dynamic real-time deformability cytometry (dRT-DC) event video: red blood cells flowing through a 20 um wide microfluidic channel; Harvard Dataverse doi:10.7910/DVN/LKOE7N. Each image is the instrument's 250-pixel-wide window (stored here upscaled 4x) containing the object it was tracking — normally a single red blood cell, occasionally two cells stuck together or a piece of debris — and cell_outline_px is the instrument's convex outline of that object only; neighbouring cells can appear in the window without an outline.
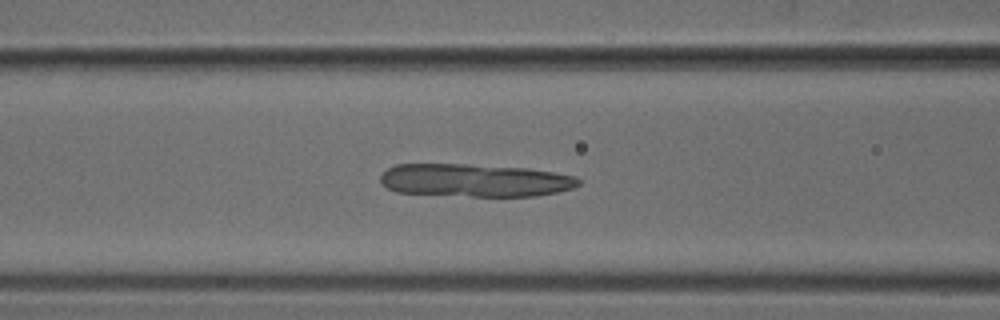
{"species": "common noctule bat (a hibernating species)", "species_latin": "Nyctalus noctula", "temperature_condition": "cold", "stored_images_in_passage": 37, "camera_frame_rate_fps": 3000, "um_per_image_px": 0.085, "animal": {"sex": "male", "body_mass_g": 18.8}, "frame": {"image": 1, "passage_image": 9, "time_ms": 2.667, "image_size_px": [1000, 320], "cell_outline_px": [[580, 184], [572, 188], [556, 192], [536, 196], [472, 196], [396, 192], [380, 184], [380, 176], [388, 168], [396, 164], [464, 164], [528, 168], [576, 176], [580, 180]], "centroid_in_image_um": [40.34, 15.32], "position_along_channel_um": 126.3, "area_um2": 37.97}}
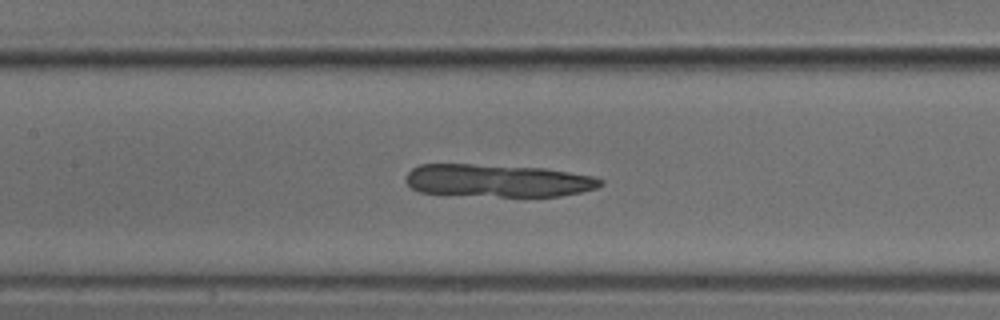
{"frame": {"image": 2, "passage_image": 12, "time_ms": 3.667, "image_size_px": [1000, 320], "cell_outline_px": [[604, 184], [596, 188], [580, 192], [560, 196], [500, 196], [420, 192], [412, 188], [408, 184], [408, 172], [412, 168], [420, 164], [472, 164], [544, 168], [592, 176], [604, 180]], "centroid_in_image_um": [42.35, 15.34], "position_along_channel_um": 165.1, "area_um2": 36.65}}